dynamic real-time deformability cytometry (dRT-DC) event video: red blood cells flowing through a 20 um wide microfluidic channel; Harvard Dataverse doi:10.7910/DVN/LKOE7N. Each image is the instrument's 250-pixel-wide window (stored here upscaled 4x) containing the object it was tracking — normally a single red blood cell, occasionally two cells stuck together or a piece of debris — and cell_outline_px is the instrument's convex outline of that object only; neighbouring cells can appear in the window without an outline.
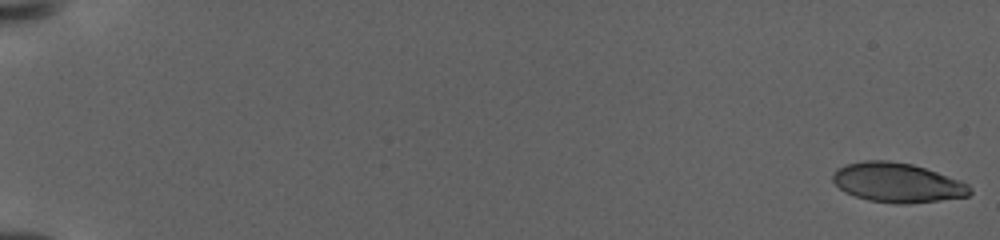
{"species": "human", "species_latin": "Homo sapiens", "temperature_condition": "warm", "stored_images_in_passage": 61, "camera_frame_rate_fps": 3000, "um_per_image_px": 0.085, "donor": {"sex": "female"}, "frame": {"image": 1, "passage_image": 1, "time_ms": 0.0, "image_size_px": [1000, 240], "cell_outline_px": [[972, 192], [968, 196], [940, 200], [908, 204], [896, 204], [868, 200], [844, 192], [832, 180], [832, 176], [836, 168], [848, 164], [868, 160], [888, 160], [912, 164], [960, 180], [968, 184], [972, 188]], "centroid_in_image_um": [76.28, 15.53], "position_along_channel_um": 8.7, "area_um2": 31.5}}
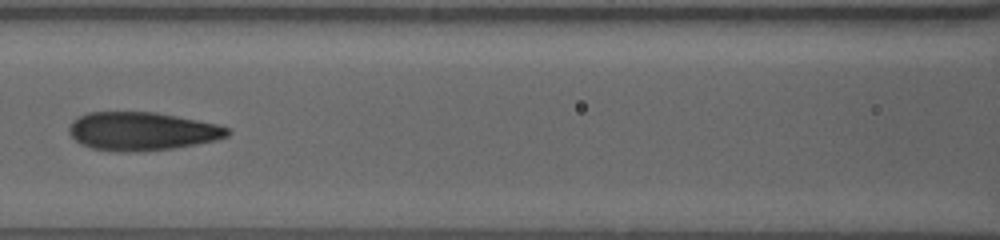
{"frame": {"image": 2, "passage_image": 29, "time_ms": 12.0, "image_size_px": [1000, 240], "cell_outline_px": [[232, 132], [228, 136], [216, 140], [196, 144], [172, 148], [136, 152], [116, 152], [92, 148], [80, 144], [68, 132], [68, 128], [72, 120], [88, 112], [156, 112], [216, 124], [228, 128]], "centroid_in_image_um": [12.04, 11.16], "position_along_channel_um": 154.6, "area_um2": 35.43}}
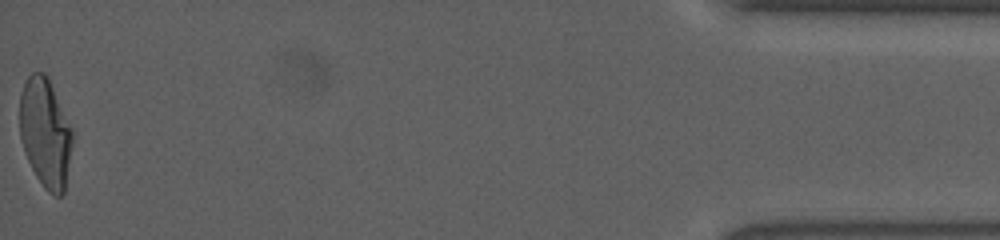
{"frame": {"image": 3, "passage_image": 61, "time_ms": 24.333, "image_size_px": [1000, 240], "cell_outline_px": [[72, 144], [64, 192], [60, 196], [56, 196], [48, 192], [44, 188], [36, 176], [24, 152], [20, 136], [20, 96], [24, 84], [28, 76], [32, 72], [44, 72], [48, 76], [72, 128]], "centroid_in_image_um": [3.85, 11.28], "position_along_channel_um": 431.3, "area_um2": 33.47}, "authors_computed_cell_mechanics": {"area_um2": 33.4662, "velocity_mm_per_s": 2.9175, "shape_relaxation_time_tau1_ms": 7.889, "shape_relaxation_time_tau2_ms": 1.1731, "deformation_change_tau1": 0.2561, "deformation_change_tau2": 0.0811}}